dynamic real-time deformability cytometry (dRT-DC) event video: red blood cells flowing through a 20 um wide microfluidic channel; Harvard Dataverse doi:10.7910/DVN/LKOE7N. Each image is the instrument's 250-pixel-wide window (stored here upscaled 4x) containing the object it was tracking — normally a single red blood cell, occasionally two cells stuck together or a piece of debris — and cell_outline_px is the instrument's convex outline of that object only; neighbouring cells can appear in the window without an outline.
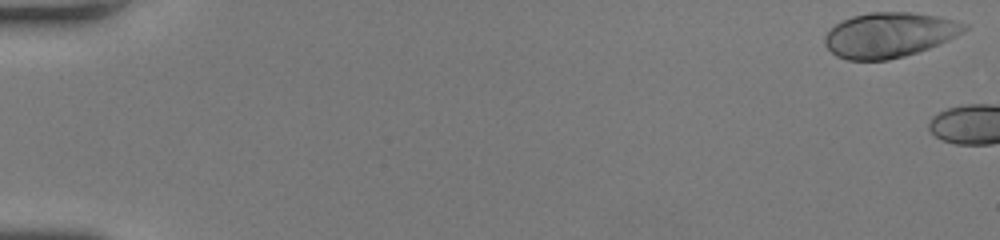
{"species": "human", "species_latin": "Homo sapiens", "temperature_condition": "room temperature", "stored_images_in_passage": 5, "camera_frame_rate_fps": 3000, "um_per_image_px": 0.085, "donor": {"sex": "female"}, "frame": {"image": 1, "passage_image": 1, "time_ms": 0.0, "image_size_px": [1000, 240], "cell_outline_px": [[968, 28], [964, 32], [948, 40], [928, 48], [904, 56], [888, 60], [848, 60], [836, 56], [824, 44], [824, 36], [836, 24], [852, 16], [868, 12], [912, 12], [936, 16], [968, 24]], "centroid_in_image_um": [75.58, 2.97], "position_along_channel_um": 9.4, "area_um2": 36.41}}